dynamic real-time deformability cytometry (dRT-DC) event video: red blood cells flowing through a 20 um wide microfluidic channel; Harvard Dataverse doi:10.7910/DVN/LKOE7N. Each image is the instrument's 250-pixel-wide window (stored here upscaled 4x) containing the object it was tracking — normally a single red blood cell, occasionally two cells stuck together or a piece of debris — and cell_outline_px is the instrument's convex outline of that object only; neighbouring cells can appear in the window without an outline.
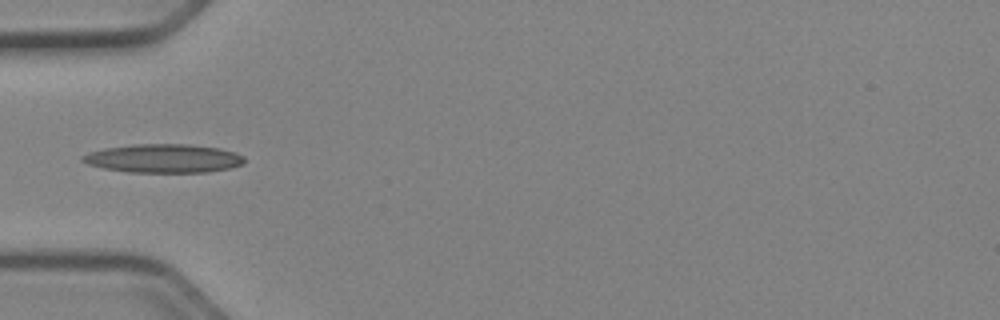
{"species": "Egyptian fruit bat (a non-hibernating species)", "species_latin": "Rousettus aegyptiacus", "temperature_condition": "cold", "stored_images_in_passage": 4, "camera_frame_rate_fps": 3000, "um_per_image_px": 0.085, "animal": {"sex": "female"}, "frame": {"image": 1, "passage_image": 1, "time_ms": 0.0, "image_size_px": [1000, 320], "cell_outline_px": [[244, 164], [232, 168], [208, 172], [128, 172], [104, 168], [88, 164], [80, 160], [80, 156], [88, 152], [104, 148], [132, 144], [188, 144], [220, 148], [244, 156]], "centroid_in_image_um": [13.89, 13.46], "position_along_channel_um": 71.1, "area_um2": 27.17}}
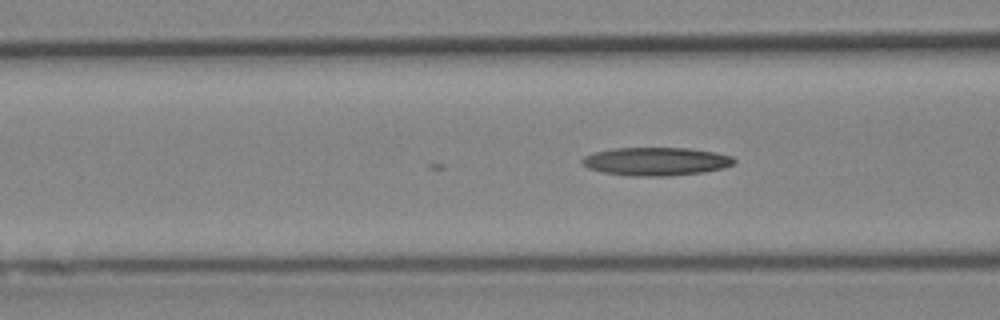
{"frame": {"image": 2, "passage_image": 4, "time_ms": 1.0, "image_size_px": [1000, 320], "cell_outline_px": [[736, 164], [724, 168], [704, 172], [668, 176], [632, 176], [604, 172], [588, 168], [580, 160], [584, 156], [592, 152], [612, 148], [688, 148], [716, 152], [732, 156], [736, 160]], "centroid_in_image_um": [55.79, 13.71], "position_along_channel_um": 110.8, "area_um2": 25.2}}